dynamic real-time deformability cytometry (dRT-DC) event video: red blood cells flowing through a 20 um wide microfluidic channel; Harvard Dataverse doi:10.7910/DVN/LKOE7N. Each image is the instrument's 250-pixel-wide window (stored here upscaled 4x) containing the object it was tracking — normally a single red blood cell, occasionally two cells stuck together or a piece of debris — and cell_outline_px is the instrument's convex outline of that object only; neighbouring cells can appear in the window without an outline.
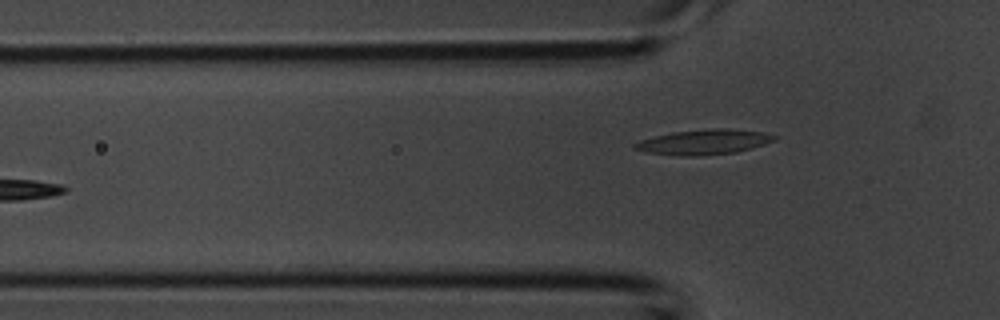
{"species": "common noctule bat (a hibernating species)", "species_latin": "Nyctalus noctula", "temperature_condition": "room temperature", "stored_images_in_passage": 4, "camera_frame_rate_fps": 3000, "um_per_image_px": 0.085, "animal": {"sex": "male", "body_mass_g": 20.1, "forearm_length_mm": 53.5}, "frame": {"image": 1, "passage_image": 4, "time_ms": 1.0, "image_size_px": [1000, 320], "cell_outline_px": [[776, 136], [772, 140], [764, 144], [752, 148], [736, 152], [696, 156], [680, 156], [648, 152], [632, 148], [632, 144], [640, 140], [672, 132], [716, 128], [724, 128], [760, 132]], "centroid_in_image_um": [59.77, 12.08], "position_along_channel_um": 66.0, "area_um2": 20.0}}